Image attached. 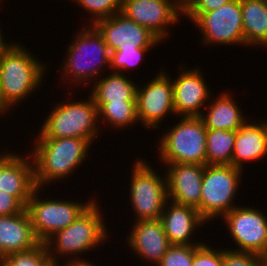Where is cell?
Segmentation results:
<instances>
[{"label": "cell", "instance_id": "cell-11", "mask_svg": "<svg viewBox=\"0 0 267 266\" xmlns=\"http://www.w3.org/2000/svg\"><path fill=\"white\" fill-rule=\"evenodd\" d=\"M258 207L238 205L221 217L228 228L236 249L229 250L254 253L264 256L267 253V213Z\"/></svg>", "mask_w": 267, "mask_h": 266}, {"label": "cell", "instance_id": "cell-6", "mask_svg": "<svg viewBox=\"0 0 267 266\" xmlns=\"http://www.w3.org/2000/svg\"><path fill=\"white\" fill-rule=\"evenodd\" d=\"M157 141L159 162L206 165L207 128L200 116H181Z\"/></svg>", "mask_w": 267, "mask_h": 266}, {"label": "cell", "instance_id": "cell-41", "mask_svg": "<svg viewBox=\"0 0 267 266\" xmlns=\"http://www.w3.org/2000/svg\"><path fill=\"white\" fill-rule=\"evenodd\" d=\"M265 266H267V253L264 255Z\"/></svg>", "mask_w": 267, "mask_h": 266}, {"label": "cell", "instance_id": "cell-30", "mask_svg": "<svg viewBox=\"0 0 267 266\" xmlns=\"http://www.w3.org/2000/svg\"><path fill=\"white\" fill-rule=\"evenodd\" d=\"M194 245H171L157 266H192Z\"/></svg>", "mask_w": 267, "mask_h": 266}, {"label": "cell", "instance_id": "cell-42", "mask_svg": "<svg viewBox=\"0 0 267 266\" xmlns=\"http://www.w3.org/2000/svg\"><path fill=\"white\" fill-rule=\"evenodd\" d=\"M264 4L267 5V0H261Z\"/></svg>", "mask_w": 267, "mask_h": 266}, {"label": "cell", "instance_id": "cell-18", "mask_svg": "<svg viewBox=\"0 0 267 266\" xmlns=\"http://www.w3.org/2000/svg\"><path fill=\"white\" fill-rule=\"evenodd\" d=\"M126 244L141 261L157 266L171 246L160 219L133 222Z\"/></svg>", "mask_w": 267, "mask_h": 266}, {"label": "cell", "instance_id": "cell-22", "mask_svg": "<svg viewBox=\"0 0 267 266\" xmlns=\"http://www.w3.org/2000/svg\"><path fill=\"white\" fill-rule=\"evenodd\" d=\"M232 95L229 90H225L218 94L215 99H212L214 96H211L200 116L207 129L237 131L248 119L247 116L243 115L241 106L239 107L238 101Z\"/></svg>", "mask_w": 267, "mask_h": 266}, {"label": "cell", "instance_id": "cell-23", "mask_svg": "<svg viewBox=\"0 0 267 266\" xmlns=\"http://www.w3.org/2000/svg\"><path fill=\"white\" fill-rule=\"evenodd\" d=\"M118 72H109L92 83L91 95L95 102H136L137 83Z\"/></svg>", "mask_w": 267, "mask_h": 266}, {"label": "cell", "instance_id": "cell-9", "mask_svg": "<svg viewBox=\"0 0 267 266\" xmlns=\"http://www.w3.org/2000/svg\"><path fill=\"white\" fill-rule=\"evenodd\" d=\"M244 170L233 165H205L201 187L200 214L211 224L236 207ZM240 184V185H239Z\"/></svg>", "mask_w": 267, "mask_h": 266}, {"label": "cell", "instance_id": "cell-21", "mask_svg": "<svg viewBox=\"0 0 267 266\" xmlns=\"http://www.w3.org/2000/svg\"><path fill=\"white\" fill-rule=\"evenodd\" d=\"M39 243L26 209L21 213L0 216V258L30 250Z\"/></svg>", "mask_w": 267, "mask_h": 266}, {"label": "cell", "instance_id": "cell-35", "mask_svg": "<svg viewBox=\"0 0 267 266\" xmlns=\"http://www.w3.org/2000/svg\"><path fill=\"white\" fill-rule=\"evenodd\" d=\"M2 150L0 149V172L2 168L17 154L16 152H11V150H6L5 147L2 148Z\"/></svg>", "mask_w": 267, "mask_h": 266}, {"label": "cell", "instance_id": "cell-12", "mask_svg": "<svg viewBox=\"0 0 267 266\" xmlns=\"http://www.w3.org/2000/svg\"><path fill=\"white\" fill-rule=\"evenodd\" d=\"M158 74L142 86L137 85V118L142 127L161 129L159 124L169 114L176 116L174 110L173 85L169 72L160 67ZM142 86V87H139Z\"/></svg>", "mask_w": 267, "mask_h": 266}, {"label": "cell", "instance_id": "cell-29", "mask_svg": "<svg viewBox=\"0 0 267 266\" xmlns=\"http://www.w3.org/2000/svg\"><path fill=\"white\" fill-rule=\"evenodd\" d=\"M5 259L11 266H50L52 264L45 243H39L27 251L11 253Z\"/></svg>", "mask_w": 267, "mask_h": 266}, {"label": "cell", "instance_id": "cell-7", "mask_svg": "<svg viewBox=\"0 0 267 266\" xmlns=\"http://www.w3.org/2000/svg\"><path fill=\"white\" fill-rule=\"evenodd\" d=\"M133 165L129 180L131 182L128 184V201L130 200L129 204L135 213L132 222L160 219L168 201L166 174H158V170H154L143 158L136 157Z\"/></svg>", "mask_w": 267, "mask_h": 266}, {"label": "cell", "instance_id": "cell-14", "mask_svg": "<svg viewBox=\"0 0 267 266\" xmlns=\"http://www.w3.org/2000/svg\"><path fill=\"white\" fill-rule=\"evenodd\" d=\"M94 26L103 36L110 52L117 49L155 48L163 44L149 29L138 25L121 12L97 21Z\"/></svg>", "mask_w": 267, "mask_h": 266}, {"label": "cell", "instance_id": "cell-5", "mask_svg": "<svg viewBox=\"0 0 267 266\" xmlns=\"http://www.w3.org/2000/svg\"><path fill=\"white\" fill-rule=\"evenodd\" d=\"M58 102L47 114L42 127L34 138H81L92 144L102 129L99 122L98 108L90 95L85 100ZM44 122V123H43Z\"/></svg>", "mask_w": 267, "mask_h": 266}, {"label": "cell", "instance_id": "cell-39", "mask_svg": "<svg viewBox=\"0 0 267 266\" xmlns=\"http://www.w3.org/2000/svg\"><path fill=\"white\" fill-rule=\"evenodd\" d=\"M0 266H11V264L5 258H0Z\"/></svg>", "mask_w": 267, "mask_h": 266}, {"label": "cell", "instance_id": "cell-19", "mask_svg": "<svg viewBox=\"0 0 267 266\" xmlns=\"http://www.w3.org/2000/svg\"><path fill=\"white\" fill-rule=\"evenodd\" d=\"M265 157H267V119L246 120L236 132L232 165L243 170L245 164L259 162Z\"/></svg>", "mask_w": 267, "mask_h": 266}, {"label": "cell", "instance_id": "cell-37", "mask_svg": "<svg viewBox=\"0 0 267 266\" xmlns=\"http://www.w3.org/2000/svg\"><path fill=\"white\" fill-rule=\"evenodd\" d=\"M63 262H65L64 264H62ZM62 263L61 262H56V266H80V259L79 260H75V261H67L62 259Z\"/></svg>", "mask_w": 267, "mask_h": 266}, {"label": "cell", "instance_id": "cell-25", "mask_svg": "<svg viewBox=\"0 0 267 266\" xmlns=\"http://www.w3.org/2000/svg\"><path fill=\"white\" fill-rule=\"evenodd\" d=\"M236 132L233 130L207 129L206 165H232Z\"/></svg>", "mask_w": 267, "mask_h": 266}, {"label": "cell", "instance_id": "cell-16", "mask_svg": "<svg viewBox=\"0 0 267 266\" xmlns=\"http://www.w3.org/2000/svg\"><path fill=\"white\" fill-rule=\"evenodd\" d=\"M168 200L191 206L200 213L201 187L205 165L176 163L164 164Z\"/></svg>", "mask_w": 267, "mask_h": 266}, {"label": "cell", "instance_id": "cell-2", "mask_svg": "<svg viewBox=\"0 0 267 266\" xmlns=\"http://www.w3.org/2000/svg\"><path fill=\"white\" fill-rule=\"evenodd\" d=\"M34 141L32 147L35 148L29 154L34 165L36 187L41 189L72 177L89 157L88 151L92 147L89 140L74 137L35 138Z\"/></svg>", "mask_w": 267, "mask_h": 266}, {"label": "cell", "instance_id": "cell-38", "mask_svg": "<svg viewBox=\"0 0 267 266\" xmlns=\"http://www.w3.org/2000/svg\"><path fill=\"white\" fill-rule=\"evenodd\" d=\"M80 266H97V264H94L91 260L89 262V259H80Z\"/></svg>", "mask_w": 267, "mask_h": 266}, {"label": "cell", "instance_id": "cell-3", "mask_svg": "<svg viewBox=\"0 0 267 266\" xmlns=\"http://www.w3.org/2000/svg\"><path fill=\"white\" fill-rule=\"evenodd\" d=\"M75 32L73 41L67 45L66 54L60 64L62 67H58V71L62 73L59 74L62 78L60 81L69 80L68 85L74 82L73 86L86 87L99 79L105 69L109 72L111 52L94 25H82L81 29Z\"/></svg>", "mask_w": 267, "mask_h": 266}, {"label": "cell", "instance_id": "cell-13", "mask_svg": "<svg viewBox=\"0 0 267 266\" xmlns=\"http://www.w3.org/2000/svg\"><path fill=\"white\" fill-rule=\"evenodd\" d=\"M121 13L165 43L170 27L184 17V6L183 0H122Z\"/></svg>", "mask_w": 267, "mask_h": 266}, {"label": "cell", "instance_id": "cell-36", "mask_svg": "<svg viewBox=\"0 0 267 266\" xmlns=\"http://www.w3.org/2000/svg\"><path fill=\"white\" fill-rule=\"evenodd\" d=\"M1 24H0V57L13 45V41L9 42L7 39L3 36L5 34L2 33L1 30Z\"/></svg>", "mask_w": 267, "mask_h": 266}, {"label": "cell", "instance_id": "cell-1", "mask_svg": "<svg viewBox=\"0 0 267 266\" xmlns=\"http://www.w3.org/2000/svg\"><path fill=\"white\" fill-rule=\"evenodd\" d=\"M21 43L15 41L0 57L2 116H7L15 106L18 107L24 100L26 102L30 98L28 96L40 91V86L44 83L42 80L49 69L47 62L40 61Z\"/></svg>", "mask_w": 267, "mask_h": 266}, {"label": "cell", "instance_id": "cell-10", "mask_svg": "<svg viewBox=\"0 0 267 266\" xmlns=\"http://www.w3.org/2000/svg\"><path fill=\"white\" fill-rule=\"evenodd\" d=\"M202 34L201 42L220 46H245L241 0H229L216 10L206 13H184Z\"/></svg>", "mask_w": 267, "mask_h": 266}, {"label": "cell", "instance_id": "cell-8", "mask_svg": "<svg viewBox=\"0 0 267 266\" xmlns=\"http://www.w3.org/2000/svg\"><path fill=\"white\" fill-rule=\"evenodd\" d=\"M40 190L36 188L26 204V211L30 217L34 234L40 243H45L55 233L73 223L97 198L82 203L61 198L40 197Z\"/></svg>", "mask_w": 267, "mask_h": 266}, {"label": "cell", "instance_id": "cell-15", "mask_svg": "<svg viewBox=\"0 0 267 266\" xmlns=\"http://www.w3.org/2000/svg\"><path fill=\"white\" fill-rule=\"evenodd\" d=\"M182 66L185 65L180 63L178 66L179 75L174 79L171 77L176 117L201 116L213 92L201 73V67L187 69Z\"/></svg>", "mask_w": 267, "mask_h": 266}, {"label": "cell", "instance_id": "cell-24", "mask_svg": "<svg viewBox=\"0 0 267 266\" xmlns=\"http://www.w3.org/2000/svg\"><path fill=\"white\" fill-rule=\"evenodd\" d=\"M245 46L267 48V5L261 0H241Z\"/></svg>", "mask_w": 267, "mask_h": 266}, {"label": "cell", "instance_id": "cell-26", "mask_svg": "<svg viewBox=\"0 0 267 266\" xmlns=\"http://www.w3.org/2000/svg\"><path fill=\"white\" fill-rule=\"evenodd\" d=\"M95 105L98 108L101 127L105 124L104 127L112 126L111 128L115 127L118 130L140 124L137 118L136 102H95Z\"/></svg>", "mask_w": 267, "mask_h": 266}, {"label": "cell", "instance_id": "cell-27", "mask_svg": "<svg viewBox=\"0 0 267 266\" xmlns=\"http://www.w3.org/2000/svg\"><path fill=\"white\" fill-rule=\"evenodd\" d=\"M73 2L90 15L88 17L91 19L87 18L83 25H94L97 21L109 18L122 10V0H73Z\"/></svg>", "mask_w": 267, "mask_h": 266}, {"label": "cell", "instance_id": "cell-40", "mask_svg": "<svg viewBox=\"0 0 267 266\" xmlns=\"http://www.w3.org/2000/svg\"><path fill=\"white\" fill-rule=\"evenodd\" d=\"M0 117H2V98H1V92H0Z\"/></svg>", "mask_w": 267, "mask_h": 266}, {"label": "cell", "instance_id": "cell-4", "mask_svg": "<svg viewBox=\"0 0 267 266\" xmlns=\"http://www.w3.org/2000/svg\"><path fill=\"white\" fill-rule=\"evenodd\" d=\"M101 209L96 199L73 223L45 242L52 263L62 258H67L66 261L84 259V252L87 254L92 249L96 250V247L99 249L100 244L109 239L111 233L107 231Z\"/></svg>", "mask_w": 267, "mask_h": 266}, {"label": "cell", "instance_id": "cell-31", "mask_svg": "<svg viewBox=\"0 0 267 266\" xmlns=\"http://www.w3.org/2000/svg\"><path fill=\"white\" fill-rule=\"evenodd\" d=\"M204 242L194 245L192 266H223V248H213Z\"/></svg>", "mask_w": 267, "mask_h": 266}, {"label": "cell", "instance_id": "cell-34", "mask_svg": "<svg viewBox=\"0 0 267 266\" xmlns=\"http://www.w3.org/2000/svg\"><path fill=\"white\" fill-rule=\"evenodd\" d=\"M25 208L16 197L0 190V216L21 213Z\"/></svg>", "mask_w": 267, "mask_h": 266}, {"label": "cell", "instance_id": "cell-28", "mask_svg": "<svg viewBox=\"0 0 267 266\" xmlns=\"http://www.w3.org/2000/svg\"><path fill=\"white\" fill-rule=\"evenodd\" d=\"M154 48H137V49H117L111 52L110 67L111 72L126 74L123 71H130L144 59L148 51L152 52Z\"/></svg>", "mask_w": 267, "mask_h": 266}, {"label": "cell", "instance_id": "cell-32", "mask_svg": "<svg viewBox=\"0 0 267 266\" xmlns=\"http://www.w3.org/2000/svg\"><path fill=\"white\" fill-rule=\"evenodd\" d=\"M223 266H265L264 256L223 249Z\"/></svg>", "mask_w": 267, "mask_h": 266}, {"label": "cell", "instance_id": "cell-33", "mask_svg": "<svg viewBox=\"0 0 267 266\" xmlns=\"http://www.w3.org/2000/svg\"><path fill=\"white\" fill-rule=\"evenodd\" d=\"M229 0H183L184 13H206L218 9Z\"/></svg>", "mask_w": 267, "mask_h": 266}, {"label": "cell", "instance_id": "cell-20", "mask_svg": "<svg viewBox=\"0 0 267 266\" xmlns=\"http://www.w3.org/2000/svg\"><path fill=\"white\" fill-rule=\"evenodd\" d=\"M36 188L29 152L27 155L17 153L0 172V190L13 195L26 207Z\"/></svg>", "mask_w": 267, "mask_h": 266}, {"label": "cell", "instance_id": "cell-17", "mask_svg": "<svg viewBox=\"0 0 267 266\" xmlns=\"http://www.w3.org/2000/svg\"><path fill=\"white\" fill-rule=\"evenodd\" d=\"M160 220L171 245H201L204 243L202 238L199 241L193 239L197 234L196 231H201L200 228L208 224L196 208L179 205L168 200Z\"/></svg>", "mask_w": 267, "mask_h": 266}]
</instances>
